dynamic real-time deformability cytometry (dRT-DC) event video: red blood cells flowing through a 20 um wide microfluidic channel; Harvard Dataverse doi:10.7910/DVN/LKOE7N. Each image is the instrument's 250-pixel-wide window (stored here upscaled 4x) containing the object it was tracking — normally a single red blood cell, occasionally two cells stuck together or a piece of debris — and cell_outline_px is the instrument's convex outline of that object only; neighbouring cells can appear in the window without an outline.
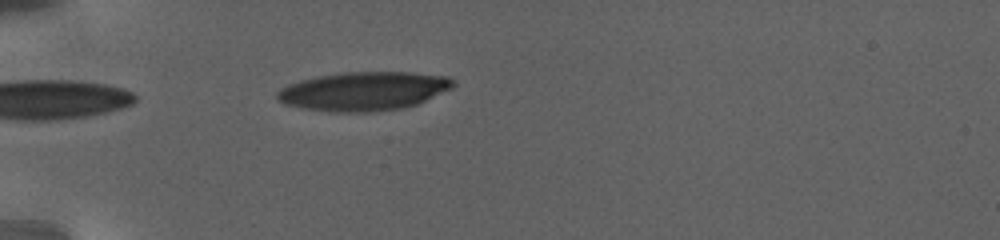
{"species": "human", "species_latin": "Homo sapiens", "temperature_condition": "warm", "stored_images_in_passage": 3, "camera_frame_rate_fps": 3000, "um_per_image_px": 0.085, "donor": {"sex": "female"}, "frame": {"image": 1, "passage_image": 1, "time_ms": 0.0, "image_size_px": [1000, 240], "cell_outline_px": [[456, 84], [452, 88], [416, 104], [400, 108], [368, 112], [340, 112], [304, 108], [288, 104], [280, 100], [276, 96], [276, 92], [280, 88], [288, 84], [300, 80], [316, 76], [344, 72], [412, 72], [448, 76], [456, 80]], "centroid_in_image_um": [30.94, 7.73], "position_along_channel_um": 54.1, "area_um2": 39.59}}
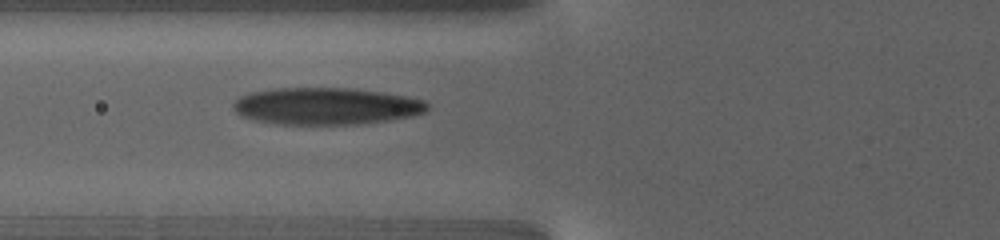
{"frame": {"image": 2, "passage_image": 3, "time_ms": 2.333, "image_size_px": [1000, 240], "cell_outline_px": [[428, 108], [424, 112], [408, 116], [368, 124], [276, 124], [252, 120], [240, 116], [232, 108], [232, 104], [240, 96], [252, 92], [272, 88], [348, 88], [380, 92], [404, 96], [424, 100], [428, 104]], "centroid_in_image_um": [27.65, 9.03], "position_along_channel_um": 98.1, "area_um2": 41.85}}